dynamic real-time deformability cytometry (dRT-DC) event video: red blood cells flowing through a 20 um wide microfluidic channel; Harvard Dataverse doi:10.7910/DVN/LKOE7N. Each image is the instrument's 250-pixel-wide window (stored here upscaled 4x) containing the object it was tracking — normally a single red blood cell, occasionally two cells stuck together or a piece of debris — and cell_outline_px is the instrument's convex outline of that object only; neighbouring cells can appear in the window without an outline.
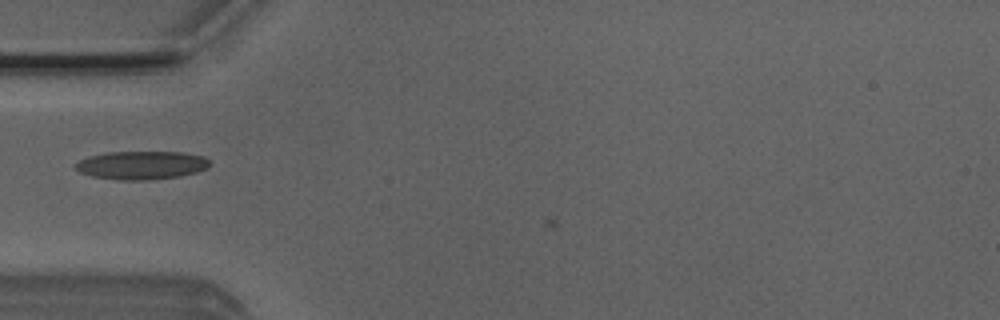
{"species": "Egyptian fruit bat (a non-hibernating species)", "species_latin": "Rousettus aegyptiacus", "temperature_condition": "room temperature", "stored_images_in_passage": 4, "camera_frame_rate_fps": 3000, "um_per_image_px": 0.085, "animal": {"sex": "male"}, "frame": {"image": 1, "passage_image": 3, "time_ms": 0.667, "image_size_px": [1000, 320], "cell_outline_px": [[212, 164], [208, 168], [196, 172], [180, 176], [148, 180], [120, 180], [92, 176], [80, 172], [76, 168], [76, 164], [80, 160], [92, 156], [108, 152], [184, 152], [204, 156]], "centroid_in_image_um": [12.09, 14.04], "position_along_channel_um": 72.9, "area_um2": 22.08}}